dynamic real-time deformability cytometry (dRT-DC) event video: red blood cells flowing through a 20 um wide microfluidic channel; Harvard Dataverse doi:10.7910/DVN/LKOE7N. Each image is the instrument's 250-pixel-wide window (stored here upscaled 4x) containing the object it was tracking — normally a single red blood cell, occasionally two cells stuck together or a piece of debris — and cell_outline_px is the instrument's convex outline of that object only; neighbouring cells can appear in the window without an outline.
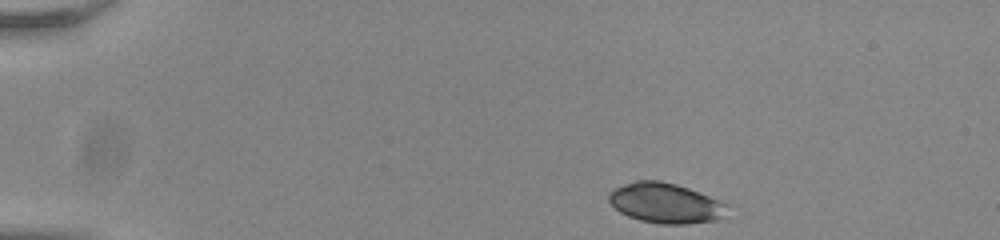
{"species": "common noctule bat (a hibernating species)", "species_latin": "Nyctalus noctula", "temperature_condition": "room temperature", "stored_images_in_passage": 46, "camera_frame_rate_fps": 3000, "um_per_image_px": 0.085, "animal": {"sex": "male", "body_mass_g": 20.0, "forearm_length_mm": 53.3}, "frame": {"image": 1, "passage_image": 1, "time_ms": 0.0, "image_size_px": [1000, 240], "cell_outline_px": [[728, 204], [724, 216], [716, 220], [688, 224], [660, 224], [640, 220], [628, 216], [620, 212], [608, 200], [608, 196], [616, 188], [624, 184], [636, 180], [660, 180], [676, 184], [688, 188]], "centroid_in_image_um": [56.57, 17.27], "position_along_channel_um": 28.4, "area_um2": 27.46}}
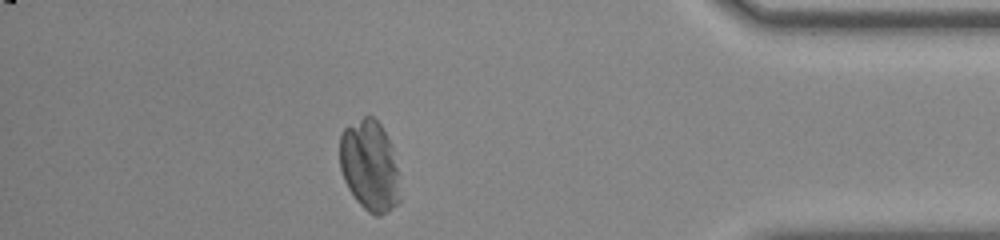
{"frame": {"image": 2, "passage_image": 40, "time_ms": 13.0, "image_size_px": [1000, 240], "cell_outline_px": [[400, 200], [388, 212], [380, 216], [376, 216], [368, 212], [356, 200], [348, 188], [344, 180], [340, 168], [340, 136], [344, 128], [364, 116], [372, 116], [380, 124], [388, 140], [396, 168], [400, 196]], "centroid_in_image_um": [31.38, 14.12], "position_along_channel_um": 403.8, "area_um2": 31.39}}